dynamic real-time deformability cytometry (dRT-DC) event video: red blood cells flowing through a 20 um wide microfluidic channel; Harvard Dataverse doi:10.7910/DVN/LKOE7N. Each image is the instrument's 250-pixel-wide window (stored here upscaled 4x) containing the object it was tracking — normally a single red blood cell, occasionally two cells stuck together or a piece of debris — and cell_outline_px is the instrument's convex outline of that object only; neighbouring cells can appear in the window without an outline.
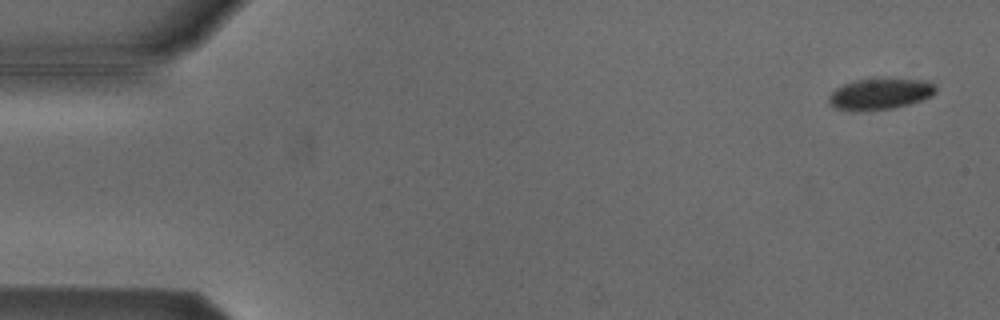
{"species": "Egyptian fruit bat (a non-hibernating species)", "species_latin": "Rousettus aegyptiacus", "temperature_condition": "cold", "stored_images_in_passage": 6, "camera_frame_rate_fps": 3000, "um_per_image_px": 0.085, "animal": {"sex": "male"}, "frame": {"image": 1, "passage_image": 1, "time_ms": 0.0, "image_size_px": [1000, 320], "cell_outline_px": [[936, 92], [932, 96], [908, 104], [892, 108], [856, 112], [836, 108], [828, 100], [828, 96], [836, 88], [844, 84], [856, 80], [928, 80], [936, 88]], "centroid_in_image_um": [74.78, 8.01], "position_along_channel_um": 10.2, "area_um2": 18.96}}